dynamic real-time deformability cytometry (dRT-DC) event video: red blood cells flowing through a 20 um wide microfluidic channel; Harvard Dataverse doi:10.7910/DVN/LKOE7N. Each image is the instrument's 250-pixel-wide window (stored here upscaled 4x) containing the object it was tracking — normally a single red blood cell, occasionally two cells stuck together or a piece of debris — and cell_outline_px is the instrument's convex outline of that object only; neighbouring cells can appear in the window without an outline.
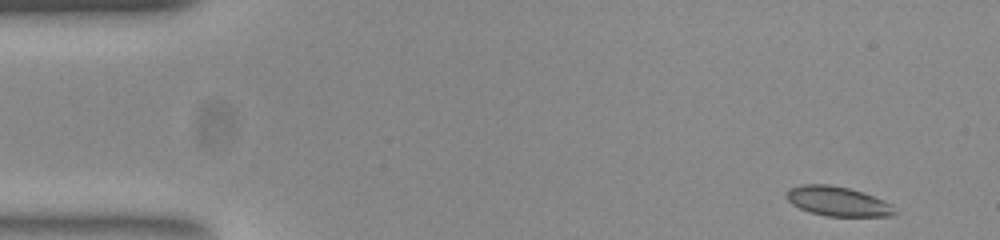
{"species": "common noctule bat (a hibernating species)", "species_latin": "Nyctalus noctula", "temperature_condition": "room temperature", "stored_images_in_passage": 37, "camera_frame_rate_fps": 3000, "um_per_image_px": 0.085, "animal": {"sex": "female", "body_mass_g": 23.0, "forearm_length_mm": 53.4}, "frame": {"image": 1, "passage_image": 1, "time_ms": 0.0, "image_size_px": [1000, 240], "cell_outline_px": [[892, 212], [888, 216], [828, 216], [812, 212], [800, 208], [792, 204], [788, 200], [788, 192], [792, 188], [804, 184], [824, 184], [848, 188], [872, 196], [888, 204]], "centroid_in_image_um": [71.12, 17.11], "position_along_channel_um": 13.9, "area_um2": 17.63}}
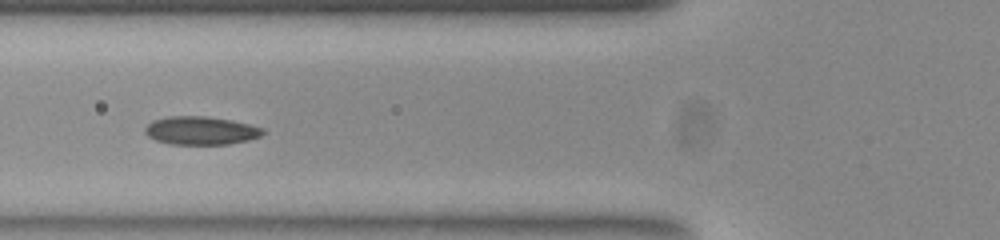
{"frame": {"image": 2, "passage_image": 17, "time_ms": 5.333, "image_size_px": [1000, 240], "cell_outline_px": [[264, 132], [260, 136], [248, 140], [228, 144], [172, 144], [156, 140], [148, 136], [144, 132], [144, 128], [148, 124], [156, 120], [172, 116], [204, 116], [228, 120], [248, 124], [264, 128]], "centroid_in_image_um": [17.07, 11.1], "position_along_channel_um": 108.7, "area_um2": 19.07}}
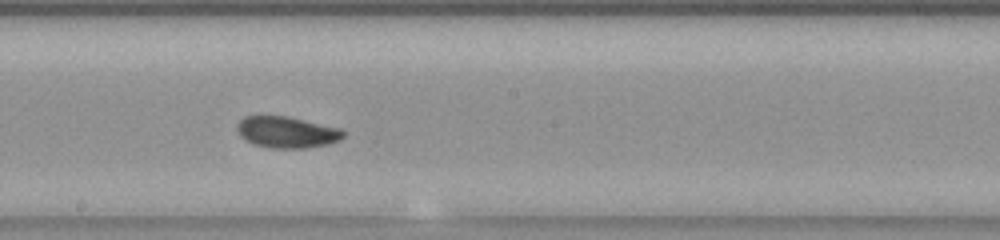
{"frame": {"image": 3, "passage_image": 26, "time_ms": 8.333, "image_size_px": [1000, 240], "cell_outline_px": [[344, 136], [328, 144], [304, 148], [268, 148], [252, 144], [240, 136], [236, 128], [240, 120], [244, 116], [288, 116], [340, 128], [344, 132]], "centroid_in_image_um": [24.34, 11.23], "position_along_channel_um": 223.9, "area_um2": 19.36}}